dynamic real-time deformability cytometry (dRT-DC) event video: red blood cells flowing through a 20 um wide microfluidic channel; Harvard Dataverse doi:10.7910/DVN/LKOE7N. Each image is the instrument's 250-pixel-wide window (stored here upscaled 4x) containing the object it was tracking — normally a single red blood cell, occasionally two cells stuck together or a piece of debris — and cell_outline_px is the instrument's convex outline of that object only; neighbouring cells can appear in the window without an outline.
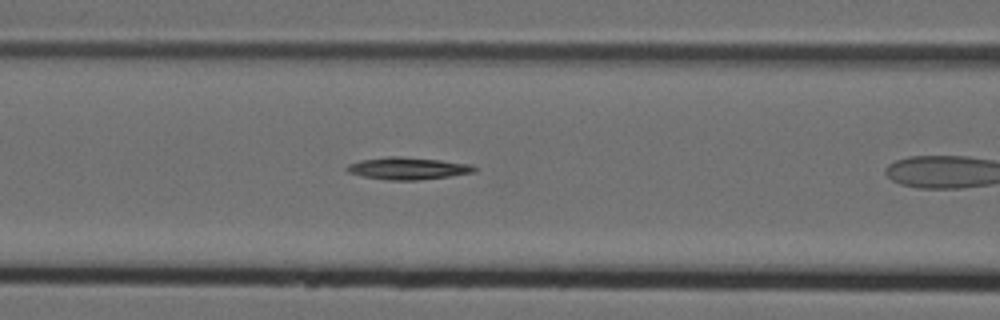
{"species": "Egyptian fruit bat (a non-hibernating species)", "species_latin": "Rousettus aegyptiacus", "temperature_condition": "cold", "stored_images_in_passage": 10, "camera_frame_rate_fps": 3000, "um_per_image_px": 0.085, "animal": {"sex": "female"}, "frame": {"image": 1, "passage_image": 9, "time_ms": 2.667, "image_size_px": [1000, 320], "cell_outline_px": [[476, 172], [448, 176], [416, 180], [388, 180], [364, 176], [348, 172], [344, 168], [348, 164], [360, 160], [388, 156], [400, 156], [440, 160], [472, 164], [476, 168]], "centroid_in_image_um": [34.65, 14.3], "position_along_channel_um": 131.9, "area_um2": 16.42}}